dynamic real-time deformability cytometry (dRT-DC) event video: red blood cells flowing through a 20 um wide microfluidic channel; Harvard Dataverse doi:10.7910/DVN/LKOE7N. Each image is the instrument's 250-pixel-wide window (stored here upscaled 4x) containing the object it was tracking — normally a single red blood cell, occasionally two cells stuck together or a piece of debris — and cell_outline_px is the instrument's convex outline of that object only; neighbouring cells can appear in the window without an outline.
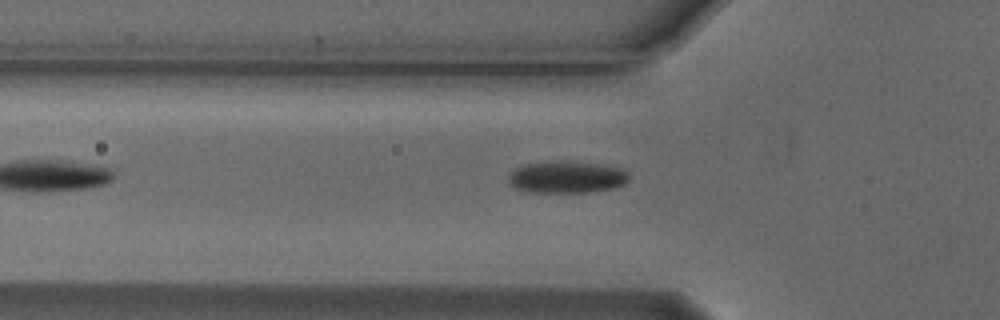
{"species": "Egyptian fruit bat (a non-hibernating species)", "species_latin": "Rousettus aegyptiacus", "temperature_condition": "cold", "stored_images_in_passage": 6, "camera_frame_rate_fps": 3000, "um_per_image_px": 0.085, "animal": {"sex": "male"}, "frame": {"image": 1, "passage_image": 5, "time_ms": 1.333, "image_size_px": [1000, 320], "cell_outline_px": [[628, 180], [624, 184], [612, 188], [588, 192], [528, 192], [516, 188], [508, 184], [508, 176], [516, 168], [524, 164], [560, 160], [568, 160], [600, 164], [624, 168], [628, 172]], "centroid_in_image_um": [48.17, 15.04], "position_along_channel_um": 77.6, "area_um2": 22.72}}
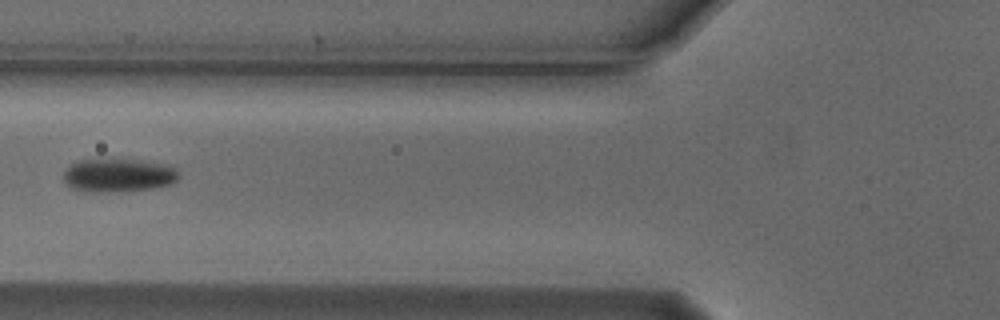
{"frame": {"image": 2, "passage_image": 6, "time_ms": 1.667, "image_size_px": [1000, 320], "cell_outline_px": [[180, 176], [172, 184], [152, 188], [84, 192], [72, 188], [64, 180], [64, 172], [76, 160], [112, 156], [140, 160], [164, 164], [176, 168]], "centroid_in_image_um": [10.04, 14.83], "position_along_channel_um": 115.8, "area_um2": 22.83}}